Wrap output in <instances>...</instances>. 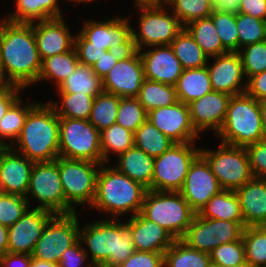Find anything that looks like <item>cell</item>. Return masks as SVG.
<instances>
[{"mask_svg":"<svg viewBox=\"0 0 266 267\" xmlns=\"http://www.w3.org/2000/svg\"><path fill=\"white\" fill-rule=\"evenodd\" d=\"M0 54L7 79L13 85L26 88L38 82L42 60L33 23L0 20Z\"/></svg>","mask_w":266,"mask_h":267,"instance_id":"1","label":"cell"},{"mask_svg":"<svg viewBox=\"0 0 266 267\" xmlns=\"http://www.w3.org/2000/svg\"><path fill=\"white\" fill-rule=\"evenodd\" d=\"M79 240L88 246L94 267H117L136 251L132 229L116 218L80 228Z\"/></svg>","mask_w":266,"mask_h":267,"instance_id":"2","label":"cell"},{"mask_svg":"<svg viewBox=\"0 0 266 267\" xmlns=\"http://www.w3.org/2000/svg\"><path fill=\"white\" fill-rule=\"evenodd\" d=\"M46 103H38L29 111L15 141L18 150L13 149L34 162L59 157V117L50 103Z\"/></svg>","mask_w":266,"mask_h":267,"instance_id":"3","label":"cell"},{"mask_svg":"<svg viewBox=\"0 0 266 267\" xmlns=\"http://www.w3.org/2000/svg\"><path fill=\"white\" fill-rule=\"evenodd\" d=\"M97 176L96 194L91 207L117 217L130 212L132 216L141 211L148 190L141 183L130 179L115 166L103 167Z\"/></svg>","mask_w":266,"mask_h":267,"instance_id":"4","label":"cell"},{"mask_svg":"<svg viewBox=\"0 0 266 267\" xmlns=\"http://www.w3.org/2000/svg\"><path fill=\"white\" fill-rule=\"evenodd\" d=\"M217 134L222 143L239 147L265 140L260 102L246 92L231 96L225 121Z\"/></svg>","mask_w":266,"mask_h":267,"instance_id":"5","label":"cell"},{"mask_svg":"<svg viewBox=\"0 0 266 267\" xmlns=\"http://www.w3.org/2000/svg\"><path fill=\"white\" fill-rule=\"evenodd\" d=\"M140 213L182 239L196 214L180 192L147 190Z\"/></svg>","mask_w":266,"mask_h":267,"instance_id":"6","label":"cell"},{"mask_svg":"<svg viewBox=\"0 0 266 267\" xmlns=\"http://www.w3.org/2000/svg\"><path fill=\"white\" fill-rule=\"evenodd\" d=\"M60 180L62 183L65 199L66 214L75 213L76 205H92L95 194L97 176L101 166L88 160L66 159L58 157ZM74 205V206H73Z\"/></svg>","mask_w":266,"mask_h":267,"instance_id":"7","label":"cell"},{"mask_svg":"<svg viewBox=\"0 0 266 267\" xmlns=\"http://www.w3.org/2000/svg\"><path fill=\"white\" fill-rule=\"evenodd\" d=\"M59 157L102 164L100 132L88 120L59 117Z\"/></svg>","mask_w":266,"mask_h":267,"instance_id":"8","label":"cell"},{"mask_svg":"<svg viewBox=\"0 0 266 267\" xmlns=\"http://www.w3.org/2000/svg\"><path fill=\"white\" fill-rule=\"evenodd\" d=\"M141 13L139 33L132 30L133 48L137 51L142 48L170 45L177 34L184 28L179 19L169 15L163 4L136 5Z\"/></svg>","mask_w":266,"mask_h":267,"instance_id":"9","label":"cell"},{"mask_svg":"<svg viewBox=\"0 0 266 267\" xmlns=\"http://www.w3.org/2000/svg\"><path fill=\"white\" fill-rule=\"evenodd\" d=\"M220 187L224 190H236L253 178L246 147L221 143L217 151L201 149Z\"/></svg>","mask_w":266,"mask_h":267,"instance_id":"10","label":"cell"},{"mask_svg":"<svg viewBox=\"0 0 266 267\" xmlns=\"http://www.w3.org/2000/svg\"><path fill=\"white\" fill-rule=\"evenodd\" d=\"M193 142L175 143L161 156L154 158L152 190L179 192L189 167L200 154Z\"/></svg>","mask_w":266,"mask_h":267,"instance_id":"11","label":"cell"},{"mask_svg":"<svg viewBox=\"0 0 266 267\" xmlns=\"http://www.w3.org/2000/svg\"><path fill=\"white\" fill-rule=\"evenodd\" d=\"M78 214H55L46 224L31 254L58 264L64 251L79 240Z\"/></svg>","mask_w":266,"mask_h":267,"instance_id":"12","label":"cell"},{"mask_svg":"<svg viewBox=\"0 0 266 267\" xmlns=\"http://www.w3.org/2000/svg\"><path fill=\"white\" fill-rule=\"evenodd\" d=\"M244 221L202 218L197 213L182 241L198 251L210 253L214 248L242 238Z\"/></svg>","mask_w":266,"mask_h":267,"instance_id":"13","label":"cell"},{"mask_svg":"<svg viewBox=\"0 0 266 267\" xmlns=\"http://www.w3.org/2000/svg\"><path fill=\"white\" fill-rule=\"evenodd\" d=\"M126 18H111L107 21H88L74 37V46H97L106 50L127 54L134 50L132 30Z\"/></svg>","mask_w":266,"mask_h":267,"instance_id":"14","label":"cell"},{"mask_svg":"<svg viewBox=\"0 0 266 267\" xmlns=\"http://www.w3.org/2000/svg\"><path fill=\"white\" fill-rule=\"evenodd\" d=\"M29 194L41 203L37 208L66 214V199L55 160L34 163L26 198Z\"/></svg>","mask_w":266,"mask_h":267,"instance_id":"15","label":"cell"},{"mask_svg":"<svg viewBox=\"0 0 266 267\" xmlns=\"http://www.w3.org/2000/svg\"><path fill=\"white\" fill-rule=\"evenodd\" d=\"M145 80L144 67L139 51L122 55L115 66L104 76V92L120 97H137Z\"/></svg>","mask_w":266,"mask_h":267,"instance_id":"16","label":"cell"},{"mask_svg":"<svg viewBox=\"0 0 266 267\" xmlns=\"http://www.w3.org/2000/svg\"><path fill=\"white\" fill-rule=\"evenodd\" d=\"M221 190L216 176L206 159L199 154L191 163L182 189L179 191L190 208L198 213L200 209Z\"/></svg>","mask_w":266,"mask_h":267,"instance_id":"17","label":"cell"},{"mask_svg":"<svg viewBox=\"0 0 266 267\" xmlns=\"http://www.w3.org/2000/svg\"><path fill=\"white\" fill-rule=\"evenodd\" d=\"M147 119L175 143H195L199 136L192 124L188 104L181 101L151 110Z\"/></svg>","mask_w":266,"mask_h":267,"instance_id":"18","label":"cell"},{"mask_svg":"<svg viewBox=\"0 0 266 267\" xmlns=\"http://www.w3.org/2000/svg\"><path fill=\"white\" fill-rule=\"evenodd\" d=\"M55 214L40 208L30 210L8 227V252L31 255L44 227Z\"/></svg>","mask_w":266,"mask_h":267,"instance_id":"19","label":"cell"},{"mask_svg":"<svg viewBox=\"0 0 266 267\" xmlns=\"http://www.w3.org/2000/svg\"><path fill=\"white\" fill-rule=\"evenodd\" d=\"M13 148L0 149V192L26 197L35 162Z\"/></svg>","mask_w":266,"mask_h":267,"instance_id":"20","label":"cell"},{"mask_svg":"<svg viewBox=\"0 0 266 267\" xmlns=\"http://www.w3.org/2000/svg\"><path fill=\"white\" fill-rule=\"evenodd\" d=\"M215 61L207 64L213 91L228 95H238L246 92L247 81L240 86L244 71L239 52H226L218 56H212Z\"/></svg>","mask_w":266,"mask_h":267,"instance_id":"21","label":"cell"},{"mask_svg":"<svg viewBox=\"0 0 266 267\" xmlns=\"http://www.w3.org/2000/svg\"><path fill=\"white\" fill-rule=\"evenodd\" d=\"M230 98L231 95L212 91L188 104L192 124L199 134L205 129L220 131Z\"/></svg>","mask_w":266,"mask_h":267,"instance_id":"22","label":"cell"},{"mask_svg":"<svg viewBox=\"0 0 266 267\" xmlns=\"http://www.w3.org/2000/svg\"><path fill=\"white\" fill-rule=\"evenodd\" d=\"M63 17L33 22L36 46L43 61L53 55L68 52L74 48V35L70 33Z\"/></svg>","mask_w":266,"mask_h":267,"instance_id":"23","label":"cell"},{"mask_svg":"<svg viewBox=\"0 0 266 267\" xmlns=\"http://www.w3.org/2000/svg\"><path fill=\"white\" fill-rule=\"evenodd\" d=\"M155 49L141 52L145 79L175 86L183 67L170 45L154 46Z\"/></svg>","mask_w":266,"mask_h":267,"instance_id":"24","label":"cell"},{"mask_svg":"<svg viewBox=\"0 0 266 267\" xmlns=\"http://www.w3.org/2000/svg\"><path fill=\"white\" fill-rule=\"evenodd\" d=\"M126 224L132 229L136 251L164 253L176 240L166 229L146 219L140 212Z\"/></svg>","mask_w":266,"mask_h":267,"instance_id":"25","label":"cell"},{"mask_svg":"<svg viewBox=\"0 0 266 267\" xmlns=\"http://www.w3.org/2000/svg\"><path fill=\"white\" fill-rule=\"evenodd\" d=\"M235 193L240 201L245 227L266 226V179L253 177Z\"/></svg>","mask_w":266,"mask_h":267,"instance_id":"26","label":"cell"},{"mask_svg":"<svg viewBox=\"0 0 266 267\" xmlns=\"http://www.w3.org/2000/svg\"><path fill=\"white\" fill-rule=\"evenodd\" d=\"M118 157L116 168L130 179L152 190L154 157L149 156L135 145Z\"/></svg>","mask_w":266,"mask_h":267,"instance_id":"27","label":"cell"},{"mask_svg":"<svg viewBox=\"0 0 266 267\" xmlns=\"http://www.w3.org/2000/svg\"><path fill=\"white\" fill-rule=\"evenodd\" d=\"M175 90L178 101L189 104L213 91L207 66L183 70Z\"/></svg>","mask_w":266,"mask_h":267,"instance_id":"28","label":"cell"},{"mask_svg":"<svg viewBox=\"0 0 266 267\" xmlns=\"http://www.w3.org/2000/svg\"><path fill=\"white\" fill-rule=\"evenodd\" d=\"M202 218L224 221H244L238 195L234 190H221L197 213Z\"/></svg>","mask_w":266,"mask_h":267,"instance_id":"29","label":"cell"},{"mask_svg":"<svg viewBox=\"0 0 266 267\" xmlns=\"http://www.w3.org/2000/svg\"><path fill=\"white\" fill-rule=\"evenodd\" d=\"M57 0H16V11L5 20L14 23H33L36 20L61 18ZM35 20V21H34Z\"/></svg>","mask_w":266,"mask_h":267,"instance_id":"30","label":"cell"},{"mask_svg":"<svg viewBox=\"0 0 266 267\" xmlns=\"http://www.w3.org/2000/svg\"><path fill=\"white\" fill-rule=\"evenodd\" d=\"M175 56L183 69L201 68L207 66L208 56L195 42L192 35L184 27L170 43Z\"/></svg>","mask_w":266,"mask_h":267,"instance_id":"31","label":"cell"},{"mask_svg":"<svg viewBox=\"0 0 266 267\" xmlns=\"http://www.w3.org/2000/svg\"><path fill=\"white\" fill-rule=\"evenodd\" d=\"M57 89L58 93H82L92 96H97L104 91L102 79L91 66L81 63Z\"/></svg>","mask_w":266,"mask_h":267,"instance_id":"32","label":"cell"},{"mask_svg":"<svg viewBox=\"0 0 266 267\" xmlns=\"http://www.w3.org/2000/svg\"><path fill=\"white\" fill-rule=\"evenodd\" d=\"M164 267H211L210 254L178 239L164 252Z\"/></svg>","mask_w":266,"mask_h":267,"instance_id":"33","label":"cell"},{"mask_svg":"<svg viewBox=\"0 0 266 267\" xmlns=\"http://www.w3.org/2000/svg\"><path fill=\"white\" fill-rule=\"evenodd\" d=\"M146 112L167 107L178 101L175 86L145 79L136 97Z\"/></svg>","mask_w":266,"mask_h":267,"instance_id":"34","label":"cell"},{"mask_svg":"<svg viewBox=\"0 0 266 267\" xmlns=\"http://www.w3.org/2000/svg\"><path fill=\"white\" fill-rule=\"evenodd\" d=\"M184 27L208 57L218 56L228 52L223 47L210 17L194 20Z\"/></svg>","mask_w":266,"mask_h":267,"instance_id":"35","label":"cell"},{"mask_svg":"<svg viewBox=\"0 0 266 267\" xmlns=\"http://www.w3.org/2000/svg\"><path fill=\"white\" fill-rule=\"evenodd\" d=\"M79 63L75 48L68 52L45 58L42 61L38 82L39 80L54 79L58 88L75 71Z\"/></svg>","mask_w":266,"mask_h":267,"instance_id":"36","label":"cell"},{"mask_svg":"<svg viewBox=\"0 0 266 267\" xmlns=\"http://www.w3.org/2000/svg\"><path fill=\"white\" fill-rule=\"evenodd\" d=\"M175 142L159 131L148 119L134 132V145L152 157L161 156Z\"/></svg>","mask_w":266,"mask_h":267,"instance_id":"37","label":"cell"},{"mask_svg":"<svg viewBox=\"0 0 266 267\" xmlns=\"http://www.w3.org/2000/svg\"><path fill=\"white\" fill-rule=\"evenodd\" d=\"M59 102L49 101L58 117L88 120L95 96L82 93H59Z\"/></svg>","mask_w":266,"mask_h":267,"instance_id":"38","label":"cell"},{"mask_svg":"<svg viewBox=\"0 0 266 267\" xmlns=\"http://www.w3.org/2000/svg\"><path fill=\"white\" fill-rule=\"evenodd\" d=\"M21 102L22 100L18 98L0 120V145L2 147H11V145L4 142V140L8 138L14 139L11 142L14 144L15 140H17L21 134L26 116L36 105L35 103H25V105H21Z\"/></svg>","mask_w":266,"mask_h":267,"instance_id":"39","label":"cell"},{"mask_svg":"<svg viewBox=\"0 0 266 267\" xmlns=\"http://www.w3.org/2000/svg\"><path fill=\"white\" fill-rule=\"evenodd\" d=\"M120 98L104 91L95 96L88 121L99 132L116 123Z\"/></svg>","mask_w":266,"mask_h":267,"instance_id":"40","label":"cell"},{"mask_svg":"<svg viewBox=\"0 0 266 267\" xmlns=\"http://www.w3.org/2000/svg\"><path fill=\"white\" fill-rule=\"evenodd\" d=\"M245 259L252 267H266V226H247L242 234Z\"/></svg>","mask_w":266,"mask_h":267,"instance_id":"41","label":"cell"},{"mask_svg":"<svg viewBox=\"0 0 266 267\" xmlns=\"http://www.w3.org/2000/svg\"><path fill=\"white\" fill-rule=\"evenodd\" d=\"M100 140L103 163H109L110 151L119 156L134 146V133L115 123L100 132Z\"/></svg>","mask_w":266,"mask_h":267,"instance_id":"42","label":"cell"},{"mask_svg":"<svg viewBox=\"0 0 266 267\" xmlns=\"http://www.w3.org/2000/svg\"><path fill=\"white\" fill-rule=\"evenodd\" d=\"M165 4L173 9L172 14L183 26L194 20L210 17L214 10L211 0H166Z\"/></svg>","mask_w":266,"mask_h":267,"instance_id":"43","label":"cell"},{"mask_svg":"<svg viewBox=\"0 0 266 267\" xmlns=\"http://www.w3.org/2000/svg\"><path fill=\"white\" fill-rule=\"evenodd\" d=\"M147 115L136 97H121L116 124L134 133L147 120Z\"/></svg>","mask_w":266,"mask_h":267,"instance_id":"44","label":"cell"},{"mask_svg":"<svg viewBox=\"0 0 266 267\" xmlns=\"http://www.w3.org/2000/svg\"><path fill=\"white\" fill-rule=\"evenodd\" d=\"M238 51L241 47L266 40V21L242 13L236 14Z\"/></svg>","mask_w":266,"mask_h":267,"instance_id":"45","label":"cell"},{"mask_svg":"<svg viewBox=\"0 0 266 267\" xmlns=\"http://www.w3.org/2000/svg\"><path fill=\"white\" fill-rule=\"evenodd\" d=\"M223 47L228 52H238L236 14L213 10L210 15Z\"/></svg>","mask_w":266,"mask_h":267,"instance_id":"46","label":"cell"},{"mask_svg":"<svg viewBox=\"0 0 266 267\" xmlns=\"http://www.w3.org/2000/svg\"><path fill=\"white\" fill-rule=\"evenodd\" d=\"M241 49L238 52L246 79L266 71V40L246 45Z\"/></svg>","mask_w":266,"mask_h":267,"instance_id":"47","label":"cell"},{"mask_svg":"<svg viewBox=\"0 0 266 267\" xmlns=\"http://www.w3.org/2000/svg\"><path fill=\"white\" fill-rule=\"evenodd\" d=\"M29 204V198L0 192V224L6 227L15 224L27 211Z\"/></svg>","mask_w":266,"mask_h":267,"instance_id":"48","label":"cell"},{"mask_svg":"<svg viewBox=\"0 0 266 267\" xmlns=\"http://www.w3.org/2000/svg\"><path fill=\"white\" fill-rule=\"evenodd\" d=\"M209 254L211 265L230 267L246 262L242 238L237 241L222 244L214 248Z\"/></svg>","mask_w":266,"mask_h":267,"instance_id":"49","label":"cell"},{"mask_svg":"<svg viewBox=\"0 0 266 267\" xmlns=\"http://www.w3.org/2000/svg\"><path fill=\"white\" fill-rule=\"evenodd\" d=\"M253 177L266 179V139L246 147Z\"/></svg>","mask_w":266,"mask_h":267,"instance_id":"50","label":"cell"},{"mask_svg":"<svg viewBox=\"0 0 266 267\" xmlns=\"http://www.w3.org/2000/svg\"><path fill=\"white\" fill-rule=\"evenodd\" d=\"M117 267H164V253L135 251Z\"/></svg>","mask_w":266,"mask_h":267,"instance_id":"51","label":"cell"},{"mask_svg":"<svg viewBox=\"0 0 266 267\" xmlns=\"http://www.w3.org/2000/svg\"><path fill=\"white\" fill-rule=\"evenodd\" d=\"M81 241L78 240L75 244L64 251L58 265L59 267H80L86 261L87 253L81 246ZM86 267H94L89 264Z\"/></svg>","mask_w":266,"mask_h":267,"instance_id":"52","label":"cell"},{"mask_svg":"<svg viewBox=\"0 0 266 267\" xmlns=\"http://www.w3.org/2000/svg\"><path fill=\"white\" fill-rule=\"evenodd\" d=\"M246 93L259 102L266 101V71L251 76L248 79Z\"/></svg>","mask_w":266,"mask_h":267,"instance_id":"53","label":"cell"},{"mask_svg":"<svg viewBox=\"0 0 266 267\" xmlns=\"http://www.w3.org/2000/svg\"><path fill=\"white\" fill-rule=\"evenodd\" d=\"M122 53L107 50L97 61L93 64L92 69L101 79L115 66Z\"/></svg>","mask_w":266,"mask_h":267,"instance_id":"54","label":"cell"},{"mask_svg":"<svg viewBox=\"0 0 266 267\" xmlns=\"http://www.w3.org/2000/svg\"><path fill=\"white\" fill-rule=\"evenodd\" d=\"M238 13L266 21V0H240Z\"/></svg>","mask_w":266,"mask_h":267,"instance_id":"55","label":"cell"},{"mask_svg":"<svg viewBox=\"0 0 266 267\" xmlns=\"http://www.w3.org/2000/svg\"><path fill=\"white\" fill-rule=\"evenodd\" d=\"M23 88L16 85L0 86V120L10 106L20 97L18 94Z\"/></svg>","mask_w":266,"mask_h":267,"instance_id":"56","label":"cell"},{"mask_svg":"<svg viewBox=\"0 0 266 267\" xmlns=\"http://www.w3.org/2000/svg\"><path fill=\"white\" fill-rule=\"evenodd\" d=\"M74 48L79 62L91 67L107 51L104 47L97 46H74Z\"/></svg>","mask_w":266,"mask_h":267,"instance_id":"57","label":"cell"},{"mask_svg":"<svg viewBox=\"0 0 266 267\" xmlns=\"http://www.w3.org/2000/svg\"><path fill=\"white\" fill-rule=\"evenodd\" d=\"M30 264L31 255L29 254L7 252L0 256V267H30Z\"/></svg>","mask_w":266,"mask_h":267,"instance_id":"58","label":"cell"},{"mask_svg":"<svg viewBox=\"0 0 266 267\" xmlns=\"http://www.w3.org/2000/svg\"><path fill=\"white\" fill-rule=\"evenodd\" d=\"M211 2L214 4V10L232 14L238 13V0H211Z\"/></svg>","mask_w":266,"mask_h":267,"instance_id":"59","label":"cell"},{"mask_svg":"<svg viewBox=\"0 0 266 267\" xmlns=\"http://www.w3.org/2000/svg\"><path fill=\"white\" fill-rule=\"evenodd\" d=\"M8 252V227L0 224V256Z\"/></svg>","mask_w":266,"mask_h":267,"instance_id":"60","label":"cell"},{"mask_svg":"<svg viewBox=\"0 0 266 267\" xmlns=\"http://www.w3.org/2000/svg\"><path fill=\"white\" fill-rule=\"evenodd\" d=\"M30 267H59L58 264L53 263V262H47L44 260H40L37 258H34L31 256V264Z\"/></svg>","mask_w":266,"mask_h":267,"instance_id":"61","label":"cell"},{"mask_svg":"<svg viewBox=\"0 0 266 267\" xmlns=\"http://www.w3.org/2000/svg\"><path fill=\"white\" fill-rule=\"evenodd\" d=\"M6 85H13V84L7 79L0 54V86H6Z\"/></svg>","mask_w":266,"mask_h":267,"instance_id":"62","label":"cell"},{"mask_svg":"<svg viewBox=\"0 0 266 267\" xmlns=\"http://www.w3.org/2000/svg\"><path fill=\"white\" fill-rule=\"evenodd\" d=\"M261 121L266 139V101H260Z\"/></svg>","mask_w":266,"mask_h":267,"instance_id":"63","label":"cell"},{"mask_svg":"<svg viewBox=\"0 0 266 267\" xmlns=\"http://www.w3.org/2000/svg\"><path fill=\"white\" fill-rule=\"evenodd\" d=\"M136 5L164 4L166 0H135Z\"/></svg>","mask_w":266,"mask_h":267,"instance_id":"64","label":"cell"},{"mask_svg":"<svg viewBox=\"0 0 266 267\" xmlns=\"http://www.w3.org/2000/svg\"><path fill=\"white\" fill-rule=\"evenodd\" d=\"M211 267H224V266H220V265H211ZM230 267H252L250 264H248L247 262L242 263L240 265L237 266H230Z\"/></svg>","mask_w":266,"mask_h":267,"instance_id":"65","label":"cell"},{"mask_svg":"<svg viewBox=\"0 0 266 267\" xmlns=\"http://www.w3.org/2000/svg\"><path fill=\"white\" fill-rule=\"evenodd\" d=\"M93 0H78V3H82V2H84V3H87V2H92Z\"/></svg>","mask_w":266,"mask_h":267,"instance_id":"66","label":"cell"}]
</instances>
